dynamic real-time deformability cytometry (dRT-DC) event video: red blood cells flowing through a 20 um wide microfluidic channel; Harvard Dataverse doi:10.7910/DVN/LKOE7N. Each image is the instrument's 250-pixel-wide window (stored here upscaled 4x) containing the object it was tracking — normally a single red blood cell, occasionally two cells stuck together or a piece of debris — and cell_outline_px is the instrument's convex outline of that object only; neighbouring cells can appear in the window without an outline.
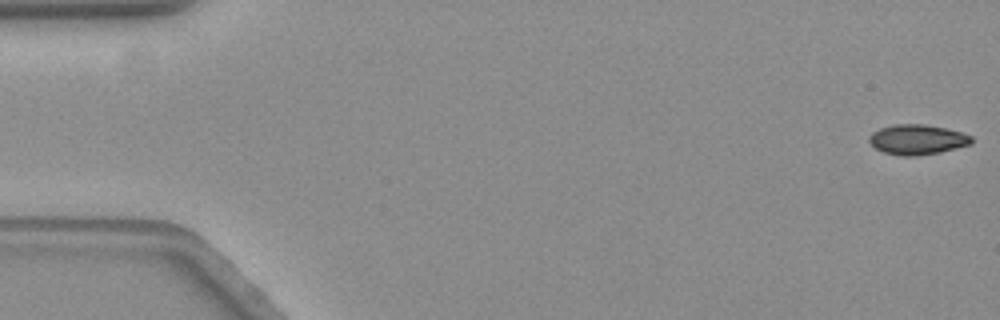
{"species": "common noctule bat (a hibernating species)", "species_latin": "Nyctalus noctula", "temperature_condition": "warm", "stored_images_in_passage": 9, "camera_frame_rate_fps": 3000, "um_per_image_px": 0.085, "animal": {"sex": "female", "body_mass_g": 19.3, "forearm_length_mm": 54.1}, "frame": {"image": 1, "passage_image": 1, "time_ms": 0.0, "image_size_px": [1000, 320], "cell_outline_px": [[972, 144], [940, 152], [916, 156], [900, 156], [884, 152], [876, 148], [868, 140], [868, 136], [872, 132], [880, 128], [896, 124], [924, 124], [944, 128], [960, 132], [972, 136]], "centroid_in_image_um": [77.96, 11.86], "position_along_channel_um": 7.0, "area_um2": 17.86}}